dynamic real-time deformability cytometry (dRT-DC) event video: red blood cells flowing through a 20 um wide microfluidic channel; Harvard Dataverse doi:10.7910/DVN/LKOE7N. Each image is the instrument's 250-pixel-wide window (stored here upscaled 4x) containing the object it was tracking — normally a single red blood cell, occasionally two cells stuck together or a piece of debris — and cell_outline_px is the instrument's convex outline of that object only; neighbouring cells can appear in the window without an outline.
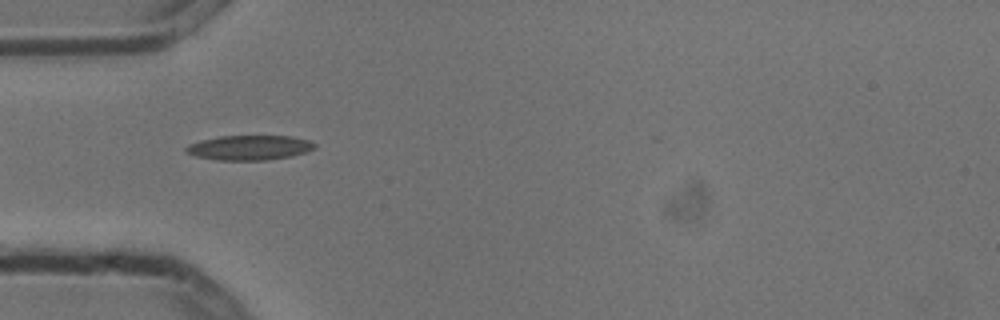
{"species": "common noctule bat (a hibernating species)", "species_latin": "Nyctalus noctula", "temperature_condition": "cold", "stored_images_in_passage": 3, "camera_frame_rate_fps": 3000, "um_per_image_px": 0.085, "animal": {"sex": "male", "body_mass_g": 13.3}, "frame": {"image": 1, "passage_image": 1, "time_ms": 0.0, "image_size_px": [1000, 320], "cell_outline_px": [[316, 148], [308, 152], [292, 156], [268, 160], [216, 160], [196, 156], [184, 152], [184, 148], [188, 144], [200, 140], [220, 136], [292, 136], [308, 140], [316, 144]], "centroid_in_image_um": [21.2, 12.55], "position_along_channel_um": 63.8, "area_um2": 18.79}}
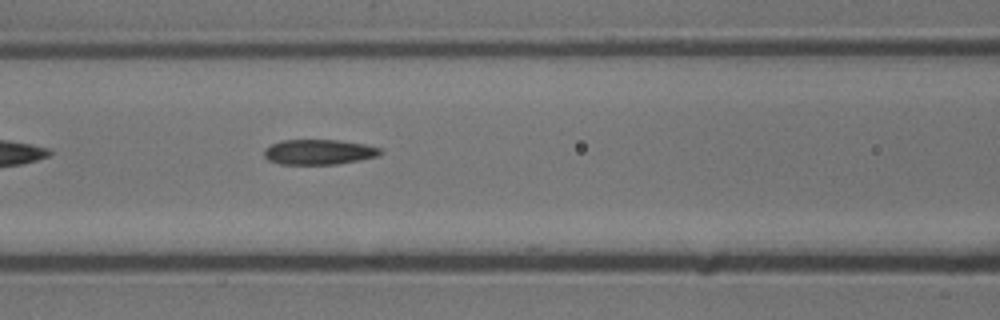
{"frame": {"image": 2, "passage_image": 3, "time_ms": 0.667, "image_size_px": [1000, 320], "cell_outline_px": [[384, 152], [380, 156], [360, 160], [336, 164], [280, 164], [268, 160], [264, 156], [264, 148], [280, 140], [340, 140], [364, 144], [380, 148]], "centroid_in_image_um": [27.12, 12.92], "position_along_channel_um": 139.5, "area_um2": 17.17}}